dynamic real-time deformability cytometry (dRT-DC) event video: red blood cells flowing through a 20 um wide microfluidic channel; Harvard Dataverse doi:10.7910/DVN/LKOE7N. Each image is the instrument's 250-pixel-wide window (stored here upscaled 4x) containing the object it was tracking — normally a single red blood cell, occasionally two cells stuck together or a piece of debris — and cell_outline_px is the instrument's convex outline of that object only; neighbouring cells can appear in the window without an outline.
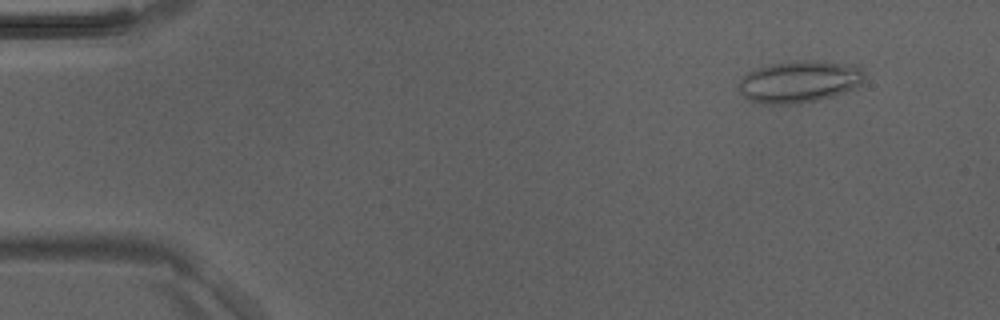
{"species": "Egyptian fruit bat (a non-hibernating species)", "species_latin": "Rousettus aegyptiacus", "temperature_condition": "room temperature", "stored_images_in_passage": 5, "camera_frame_rate_fps": 3000, "um_per_image_px": 0.085, "animal": {"sex": "male"}, "frame": {"image": 1, "passage_image": 2, "time_ms": 0.333, "image_size_px": [1000, 320], "cell_outline_px": [[864, 80], [860, 84], [844, 92], [832, 96], [816, 100], [796, 104], [760, 104], [748, 100], [736, 88], [740, 80], [748, 72], [772, 64], [792, 60], [824, 60], [860, 64], [864, 72]], "centroid_in_image_um": [67.97, 6.92], "position_along_channel_um": 17.0, "area_um2": 31.27}}